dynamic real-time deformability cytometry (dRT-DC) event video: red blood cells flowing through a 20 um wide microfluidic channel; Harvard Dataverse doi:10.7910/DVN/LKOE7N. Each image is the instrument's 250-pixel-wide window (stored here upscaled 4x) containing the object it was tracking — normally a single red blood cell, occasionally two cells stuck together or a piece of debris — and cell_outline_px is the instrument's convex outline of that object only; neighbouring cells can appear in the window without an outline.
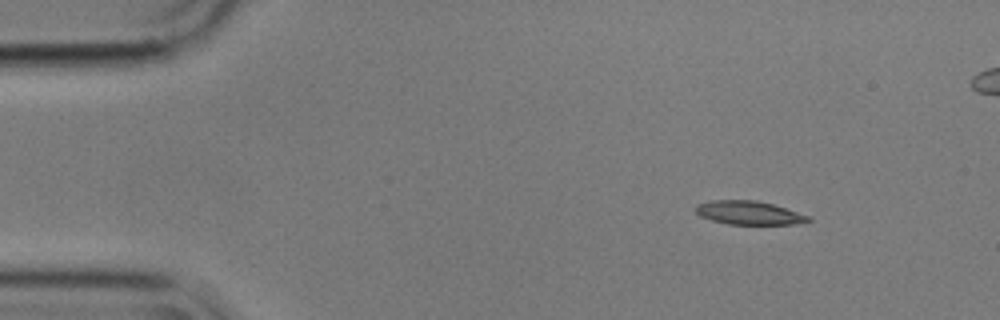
{"species": "common noctule bat (a hibernating species)", "species_latin": "Nyctalus noctula", "temperature_condition": "cold", "stored_images_in_passage": 5, "camera_frame_rate_fps": 3000, "um_per_image_px": 0.085, "animal": {"sex": "male", "body_mass_g": 17.9}, "frame": {"image": 1, "passage_image": 1, "time_ms": 0.0, "image_size_px": [1000, 320], "cell_outline_px": [[812, 220], [796, 224], [728, 224], [712, 220], [700, 216], [696, 212], [696, 204], [712, 200], [756, 200], [772, 204], [808, 216]], "centroid_in_image_um": [63.62, 18.08], "position_along_channel_um": 21.4, "area_um2": 15.26}}
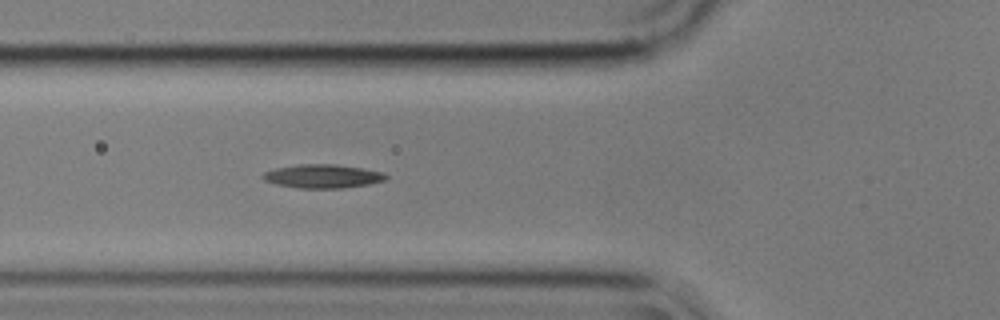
{"frame": {"image": 2, "passage_image": 5, "time_ms": 1.333, "image_size_px": [1000, 320], "cell_outline_px": [[388, 180], [368, 184], [340, 188], [300, 188], [276, 184], [264, 180], [260, 176], [264, 172], [276, 168], [300, 164], [336, 164], [384, 172], [388, 176]], "centroid_in_image_um": [27.44, 14.97], "position_along_channel_um": 98.4, "area_um2": 16.94}}